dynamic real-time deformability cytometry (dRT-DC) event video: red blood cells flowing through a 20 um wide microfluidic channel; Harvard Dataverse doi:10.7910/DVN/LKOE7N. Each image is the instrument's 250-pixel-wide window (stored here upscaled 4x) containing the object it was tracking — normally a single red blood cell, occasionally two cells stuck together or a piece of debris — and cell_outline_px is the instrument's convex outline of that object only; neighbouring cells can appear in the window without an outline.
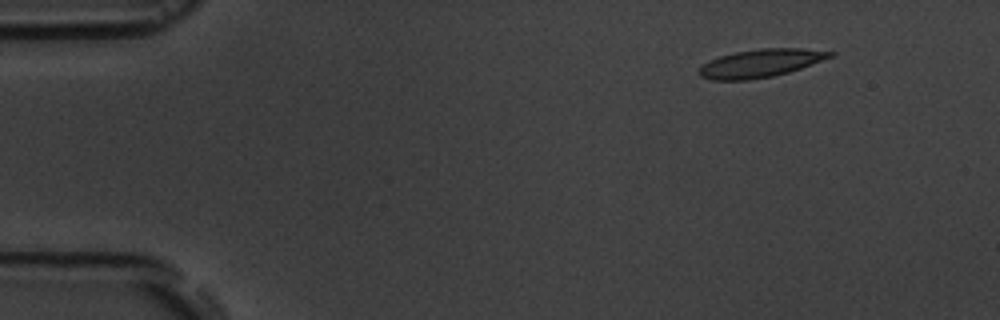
{"species": "common noctule bat (a hibernating species)", "species_latin": "Nyctalus noctula", "temperature_condition": "room temperature", "stored_images_in_passage": 4, "camera_frame_rate_fps": 3000, "um_per_image_px": 0.085, "animal": {"sex": "male", "body_mass_g": 19.5, "forearm_length_mm": 54.6}, "frame": {"image": 1, "passage_image": 2, "time_ms": 1.0, "image_size_px": [1000, 320], "cell_outline_px": [[836, 56], [788, 72], [772, 76], [748, 80], [712, 80], [700, 76], [696, 72], [708, 60], [720, 56], [736, 52], [760, 48], [804, 48], [836, 52]], "centroid_in_image_um": [64.67, 5.37], "position_along_channel_um": 20.3, "area_um2": 21.5}}
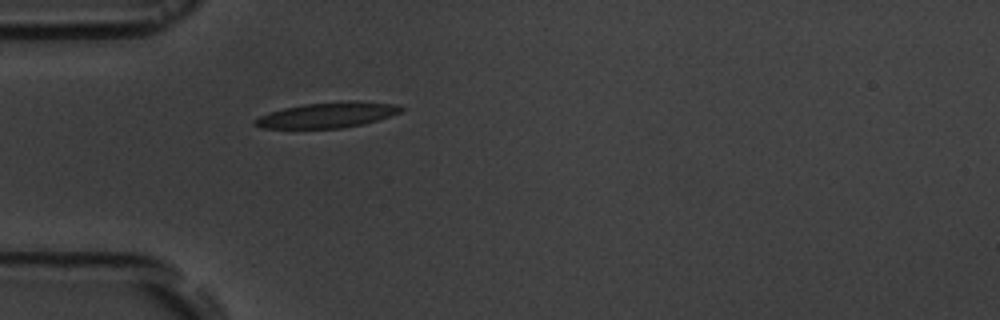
{"frame": {"image": 2, "passage_image": 4, "time_ms": 4.333, "image_size_px": [1000, 320], "cell_outline_px": [[404, 108], [400, 112], [376, 120], [360, 124], [340, 128], [260, 128], [252, 124], [252, 120], [268, 112], [284, 108], [304, 104], [348, 100], [356, 100], [396, 104]], "centroid_in_image_um": [27.78, 9.76], "position_along_channel_um": 57.2, "area_um2": 21.62}}